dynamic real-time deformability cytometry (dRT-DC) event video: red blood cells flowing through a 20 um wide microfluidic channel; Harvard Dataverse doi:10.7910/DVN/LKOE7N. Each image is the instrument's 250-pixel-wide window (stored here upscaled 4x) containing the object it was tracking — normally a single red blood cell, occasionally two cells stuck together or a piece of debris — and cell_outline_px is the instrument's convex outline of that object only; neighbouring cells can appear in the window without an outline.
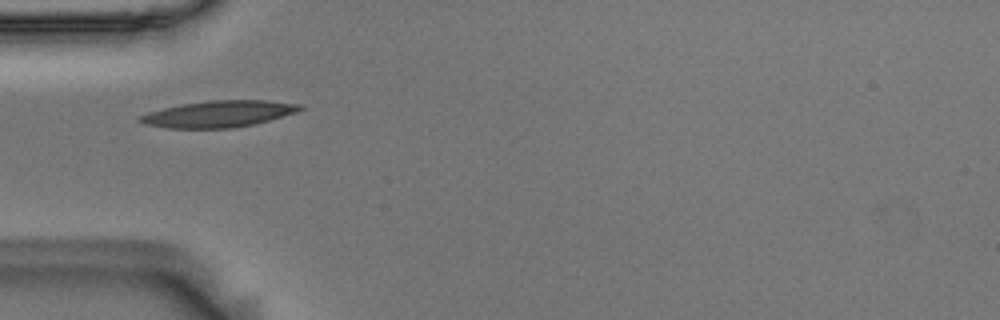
{"species": "Egyptian fruit bat (a non-hibernating species)", "species_latin": "Rousettus aegyptiacus", "temperature_condition": "room temperature", "stored_images_in_passage": 35, "camera_frame_rate_fps": 3000, "um_per_image_px": 0.085, "animal": {"sex": "male"}, "frame": {"image": 1, "passage_image": 1, "time_ms": 0.0, "image_size_px": [1000, 320], "cell_outline_px": [[304, 108], [296, 112], [256, 124], [232, 128], [164, 128], [144, 124], [136, 120], [140, 116], [148, 112], [180, 104], [208, 100], [268, 100], [304, 104]], "centroid_in_image_um": [18.6, 9.68], "position_along_channel_um": 66.4, "area_um2": 24.97}}
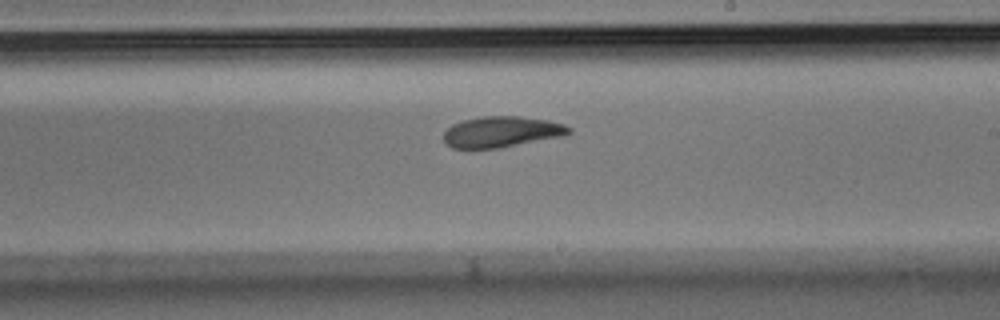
{"frame": {"image": 2, "passage_image": 16, "time_ms": 5.0, "image_size_px": [1000, 320], "cell_outline_px": [[572, 132], [564, 136], [500, 148], [452, 148], [444, 140], [444, 132], [452, 124], [464, 120], [480, 116], [520, 116], [548, 120], [564, 124], [572, 128]], "centroid_in_image_um": [42.67, 11.2], "position_along_channel_um": 246.3, "area_um2": 22.66}}
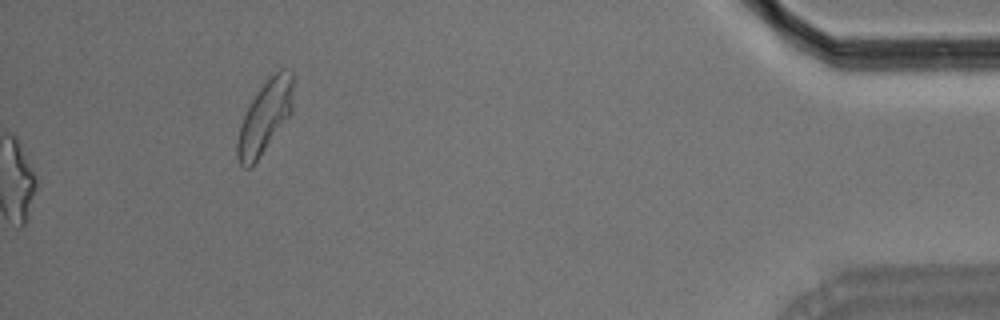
{"frame": {"image": 3, "passage_image": 35, "time_ms": 11.333, "image_size_px": [1000, 320], "cell_outline_px": [[296, 76], [292, 112], [256, 160], [248, 168], [244, 168], [240, 164], [236, 156], [236, 144], [240, 128], [244, 116], [252, 100], [268, 76], [280, 68], [284, 68], [292, 72]], "centroid_in_image_um": [22.57, 9.84], "position_along_channel_um": 412.6, "area_um2": 23.58}, "authors_computed_cell_mechanics": {"area_um2": 22.542, "velocity_mm_per_s": 3.5988, "shape_relaxation_time_tau1_ms": 4.1164, "shape_relaxation_time_tau2_ms": 3.2534, "deformation_change_tau1": 0.1618, "deformation_change_tau2": 0.0988}}